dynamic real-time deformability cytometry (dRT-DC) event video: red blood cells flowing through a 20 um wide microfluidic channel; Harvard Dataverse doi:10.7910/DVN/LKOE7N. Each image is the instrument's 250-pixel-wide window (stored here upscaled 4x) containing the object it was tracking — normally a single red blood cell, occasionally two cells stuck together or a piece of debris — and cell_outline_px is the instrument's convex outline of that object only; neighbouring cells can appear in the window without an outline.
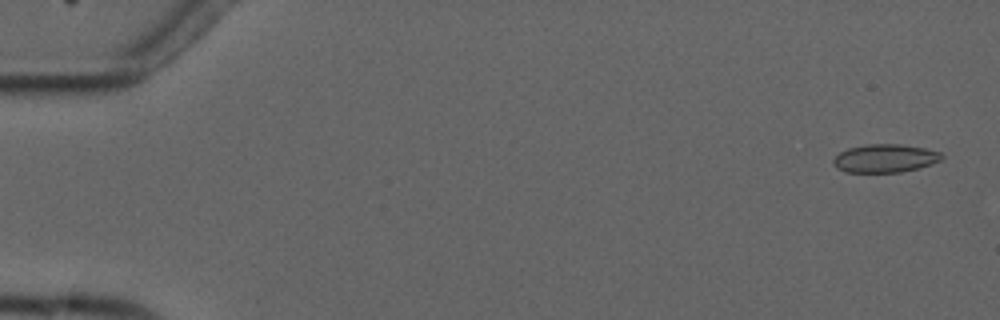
{"species": "common noctule bat (a hibernating species)", "species_latin": "Nyctalus noctula", "temperature_condition": "cold", "stored_images_in_passage": 5, "camera_frame_rate_fps": 3000, "um_per_image_px": 0.085, "animal": {"sex": "male", "forearm_length_mm": 52.5}, "frame": {"image": 1, "passage_image": 1, "time_ms": 0.0, "image_size_px": [1000, 320], "cell_outline_px": [[944, 156], [940, 160], [932, 164], [920, 168], [900, 172], [844, 172], [836, 168], [832, 164], [832, 160], [840, 152], [848, 148], [864, 144], [900, 144], [924, 148], [940, 152]], "centroid_in_image_um": [75.2, 13.46], "position_along_channel_um": 9.8, "area_um2": 17.98}}
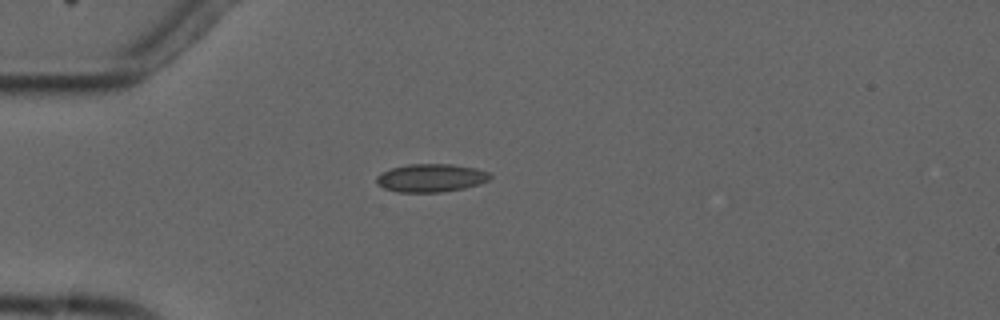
{"frame": {"image": 2, "passage_image": 5, "time_ms": 4.333, "image_size_px": [1000, 320], "cell_outline_px": [[492, 176], [488, 180], [480, 184], [464, 188], [440, 192], [396, 192], [384, 188], [376, 184], [376, 176], [380, 172], [392, 168], [408, 164], [452, 164], [476, 168], [488, 172]], "centroid_in_image_um": [36.6, 15.12], "position_along_channel_um": 48.4, "area_um2": 18.73}}